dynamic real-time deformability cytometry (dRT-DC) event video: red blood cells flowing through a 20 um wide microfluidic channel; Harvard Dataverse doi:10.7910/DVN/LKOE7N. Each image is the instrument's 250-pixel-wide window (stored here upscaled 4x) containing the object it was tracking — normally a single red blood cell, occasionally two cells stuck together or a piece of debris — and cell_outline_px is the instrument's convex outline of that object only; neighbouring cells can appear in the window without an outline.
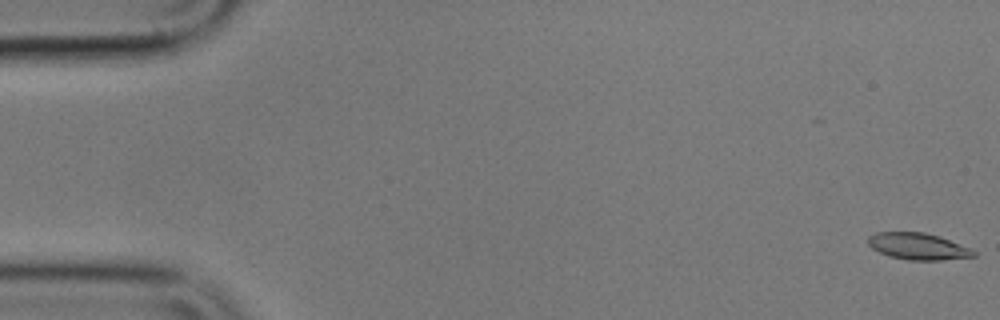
{"species": "common noctule bat (a hibernating species)", "species_latin": "Nyctalus noctula", "temperature_condition": "cold", "stored_images_in_passage": 56, "camera_frame_rate_fps": 3000, "um_per_image_px": 0.085, "animal": {"sex": "male", "body_mass_g": 17.9}, "frame": {"image": 1, "passage_image": 1, "time_ms": 0.0, "image_size_px": [1000, 320], "cell_outline_px": [[976, 256], [940, 260], [908, 260], [888, 256], [872, 248], [868, 244], [868, 236], [876, 232], [924, 232], [940, 236], [968, 248], [976, 252]], "centroid_in_image_um": [77.99, 20.93], "position_along_channel_um": 7.0, "area_um2": 16.3}}
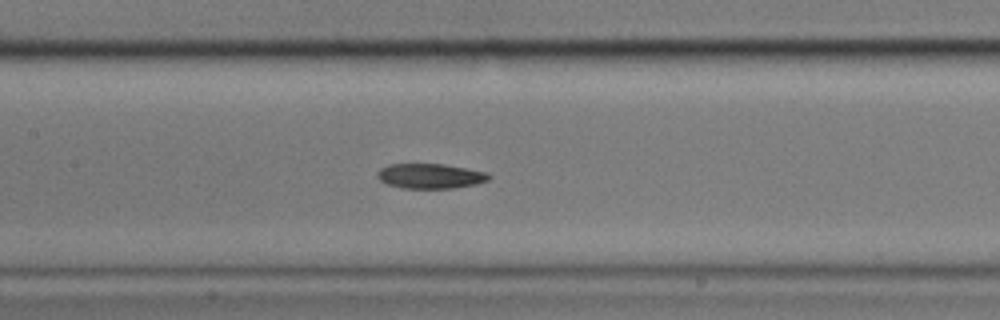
{"frame": {"image": 2, "passage_image": 26, "time_ms": 8.333, "image_size_px": [1000, 320], "cell_outline_px": [[492, 176], [488, 180], [476, 184], [452, 188], [404, 188], [388, 184], [380, 180], [376, 176], [376, 172], [380, 168], [388, 164], [444, 164], [488, 172]], "centroid_in_image_um": [36.57, 14.95], "position_along_channel_um": 170.8, "area_um2": 16.24}}
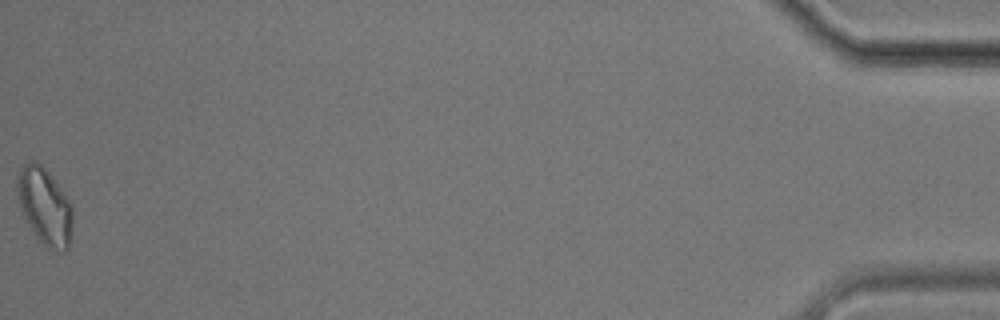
{"frame": {"image": 3, "passage_image": 56, "time_ms": 18.333, "image_size_px": [1000, 320], "cell_outline_px": [[72, 228], [68, 248], [64, 252], [48, 248], [36, 236], [24, 216], [20, 208], [16, 196], [16, 176], [20, 168], [28, 160], [36, 160], [48, 172], [72, 204]], "centroid_in_image_um": [3.78, 17.5], "position_along_channel_um": 431.4, "area_um2": 24.85}}